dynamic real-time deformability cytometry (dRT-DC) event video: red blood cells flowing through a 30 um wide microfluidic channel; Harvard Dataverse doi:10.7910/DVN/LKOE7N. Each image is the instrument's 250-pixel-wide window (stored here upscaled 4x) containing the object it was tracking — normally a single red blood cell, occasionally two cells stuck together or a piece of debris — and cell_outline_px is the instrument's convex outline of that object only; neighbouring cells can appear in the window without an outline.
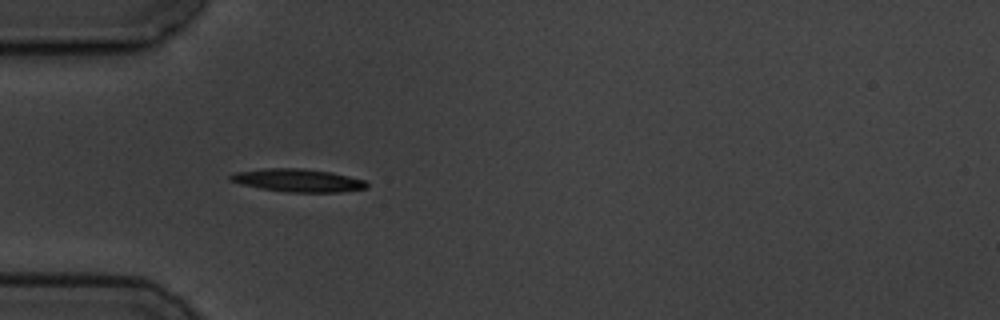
{"species": "common noctule bat (a hibernating species)", "species_latin": "Nyctalus noctula", "temperature_condition": "cold", "stored_images_in_passage": 6, "camera_frame_rate_fps": 3000, "um_per_image_px": 0.085, "animal": {"sex": "male", "body_mass_g": 19.5, "forearm_length_mm": 54.6}, "frame": {"image": 1, "passage_image": 4, "time_ms": 4.333, "image_size_px": [1000, 320], "cell_outline_px": [[368, 188], [340, 192], [288, 192], [260, 188], [240, 184], [228, 180], [228, 176], [236, 172], [264, 168], [304, 168], [332, 172], [364, 180], [368, 184]], "centroid_in_image_um": [25.31, 15.33], "position_along_channel_um": 59.7, "area_um2": 18.32}}
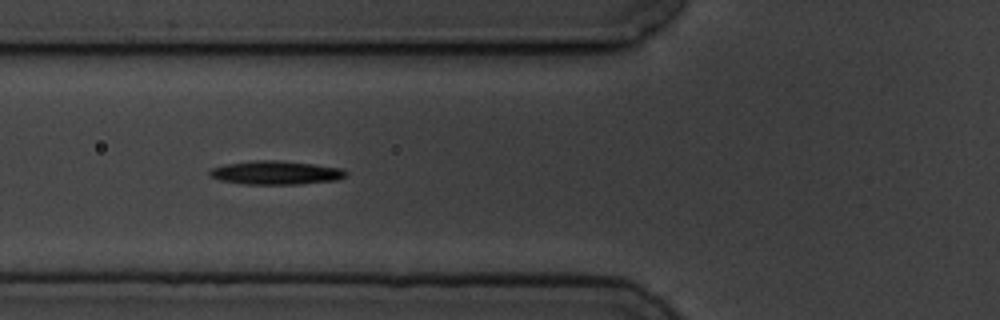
{"frame": {"image": 2, "passage_image": 5, "time_ms": 5.667, "image_size_px": [1000, 320], "cell_outline_px": [[348, 176], [336, 180], [300, 184], [244, 184], [220, 180], [208, 176], [208, 172], [212, 168], [224, 164], [256, 160], [276, 160], [312, 164], [340, 168], [348, 172]], "centroid_in_image_um": [23.43, 14.68], "position_along_channel_um": 102.4, "area_um2": 18.79}}
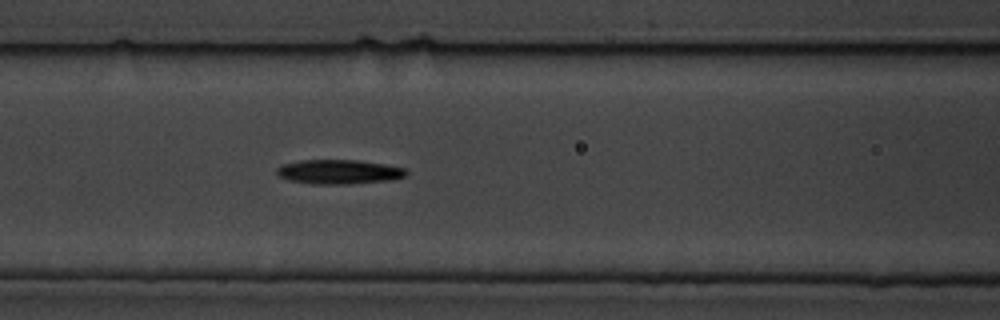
{"frame": {"image": 3, "passage_image": 6, "time_ms": 6.667, "image_size_px": [1000, 320], "cell_outline_px": [[408, 172], [404, 176], [392, 180], [348, 184], [312, 184], [288, 180], [280, 176], [276, 172], [276, 168], [280, 164], [300, 160], [356, 160], [384, 164], [404, 168]], "centroid_in_image_um": [28.76, 14.6], "position_along_channel_um": 137.8, "area_um2": 18.44}}